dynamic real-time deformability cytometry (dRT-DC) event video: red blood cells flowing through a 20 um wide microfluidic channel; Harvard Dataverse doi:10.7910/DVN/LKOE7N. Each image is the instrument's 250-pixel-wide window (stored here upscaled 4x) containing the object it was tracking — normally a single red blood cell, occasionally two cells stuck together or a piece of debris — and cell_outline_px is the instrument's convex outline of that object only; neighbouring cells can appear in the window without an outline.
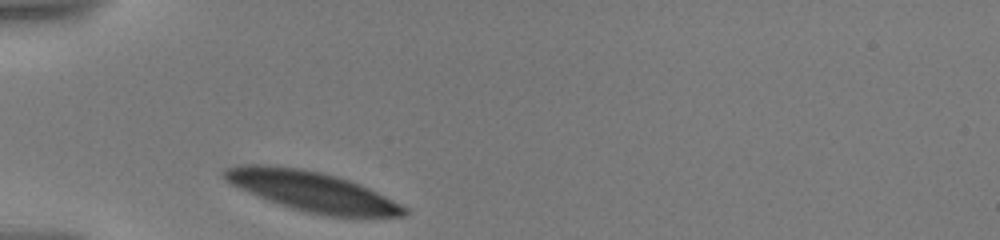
{"species": "human", "species_latin": "Homo sapiens", "temperature_condition": "warm", "stored_images_in_passage": 38, "camera_frame_rate_fps": 3000, "um_per_image_px": 0.085, "donor": {"sex": "male"}, "frame": {"image": 1, "passage_image": 1, "time_ms": 0.0, "image_size_px": [1000, 240], "cell_outline_px": [[408, 212], [404, 216], [324, 216], [304, 212], [280, 204], [248, 192], [224, 180], [220, 176], [220, 172], [224, 168], [240, 164], [268, 164], [300, 168], [324, 172], [360, 184], [408, 208]], "centroid_in_image_um": [26.45, 16.24], "position_along_channel_um": 58.6, "area_um2": 41.79}}
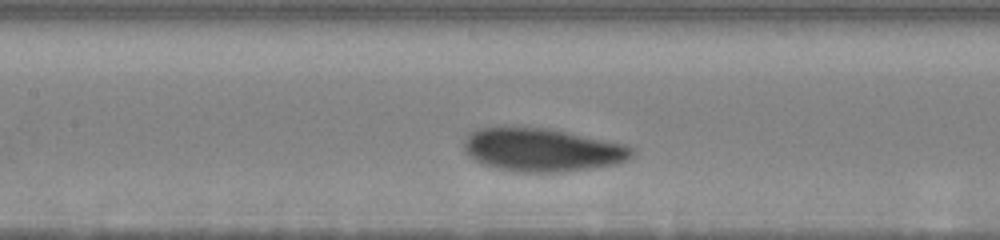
{"frame": {"image": 2, "passage_image": 19, "time_ms": 3.333, "image_size_px": [1000, 240], "cell_outline_px": [[636, 152], [628, 160], [616, 164], [592, 168], [564, 172], [516, 172], [496, 168], [480, 164], [468, 156], [464, 152], [464, 140], [468, 132], [476, 128], [500, 124], [512, 124], [552, 128], [624, 144], [632, 148]], "centroid_in_image_um": [45.99, 12.69], "position_along_channel_um": 161.4, "area_um2": 43.99}}
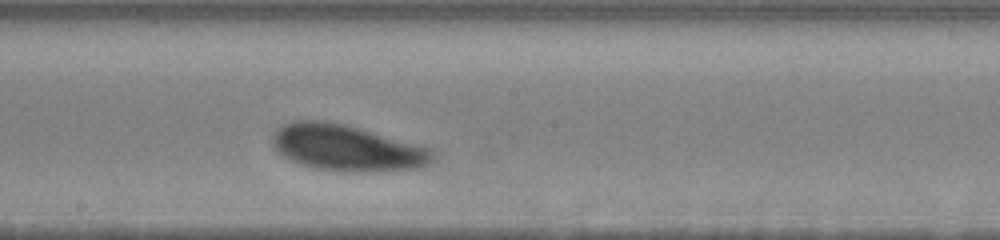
{"frame": {"image": 3, "passage_image": 32, "time_ms": 5.0, "image_size_px": [1000, 240], "cell_outline_px": [[432, 156], [428, 164], [416, 168], [376, 172], [344, 172], [316, 168], [292, 160], [284, 156], [272, 148], [272, 136], [276, 128], [292, 120], [324, 120], [344, 124], [432, 148]], "centroid_in_image_um": [29.43, 12.56], "position_along_channel_um": 218.8, "area_um2": 43.06}}